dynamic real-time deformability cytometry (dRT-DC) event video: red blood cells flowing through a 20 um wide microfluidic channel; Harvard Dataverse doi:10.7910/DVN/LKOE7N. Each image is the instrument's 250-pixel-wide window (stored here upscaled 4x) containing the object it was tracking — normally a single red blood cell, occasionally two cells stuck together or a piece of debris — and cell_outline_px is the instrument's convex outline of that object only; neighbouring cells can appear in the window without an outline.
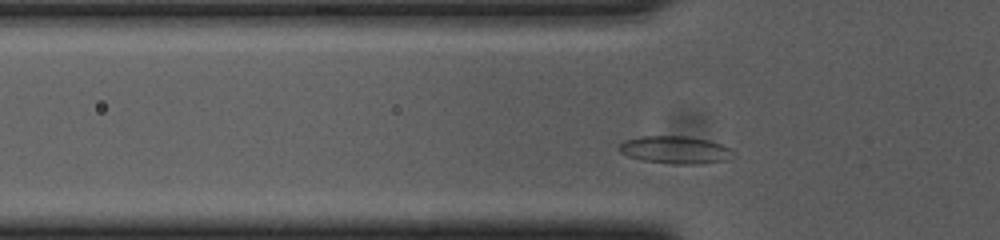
{"species": "common noctule bat (a hibernating species)", "species_latin": "Nyctalus noctula", "temperature_condition": "cold", "stored_images_in_passage": 33, "camera_frame_rate_fps": 3000, "um_per_image_px": 0.085, "animal": {"sex": "female", "body_mass_g": 23.0, "forearm_length_mm": 53.4}, "frame": {"image": 1, "passage_image": 5, "time_ms": 1.333, "image_size_px": [1000, 240], "cell_outline_px": [[736, 156], [728, 160], [704, 164], [676, 164], [644, 160], [628, 156], [620, 152], [616, 148], [624, 140], [640, 136], [688, 136], [708, 140], [720, 144], [728, 148]], "centroid_in_image_um": [57.4, 12.74], "position_along_channel_um": 68.4, "area_um2": 18.44}}
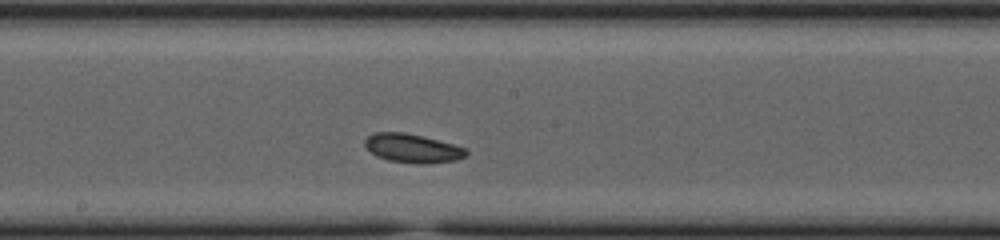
{"frame": {"image": 2, "passage_image": 17, "time_ms": 5.333, "image_size_px": [1000, 240], "cell_outline_px": [[468, 156], [456, 160], [428, 164], [420, 164], [388, 160], [376, 156], [364, 144], [364, 140], [372, 132], [404, 132], [468, 148]], "centroid_in_image_um": [35.08, 12.61], "position_along_channel_um": 213.1, "area_um2": 16.99}}
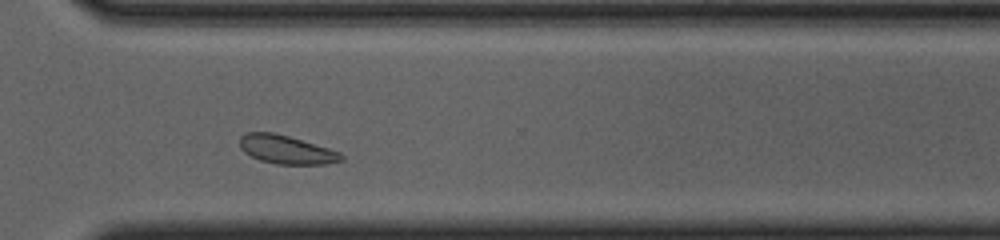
{"frame": {"image": 3, "passage_image": 28, "time_ms": 9.0, "image_size_px": [1000, 240], "cell_outline_px": [[344, 160], [324, 164], [276, 164], [260, 160], [244, 152], [240, 148], [240, 136], [248, 132], [272, 132], [288, 136], [328, 148], [340, 152], [344, 156]], "centroid_in_image_um": [24.33, 12.72], "position_along_channel_um": 346.3, "area_um2": 16.76}, "authors_computed_cell_mechanics": {"area_um2": 16.8198, "velocity_mm_per_s": 3.6273, "shape_relaxation_time_tau1_ms": null, "shape_relaxation_time_tau2_ms": 8.3009, "deformation_change_tau1": null, "deformation_change_tau2": 0.1067}}